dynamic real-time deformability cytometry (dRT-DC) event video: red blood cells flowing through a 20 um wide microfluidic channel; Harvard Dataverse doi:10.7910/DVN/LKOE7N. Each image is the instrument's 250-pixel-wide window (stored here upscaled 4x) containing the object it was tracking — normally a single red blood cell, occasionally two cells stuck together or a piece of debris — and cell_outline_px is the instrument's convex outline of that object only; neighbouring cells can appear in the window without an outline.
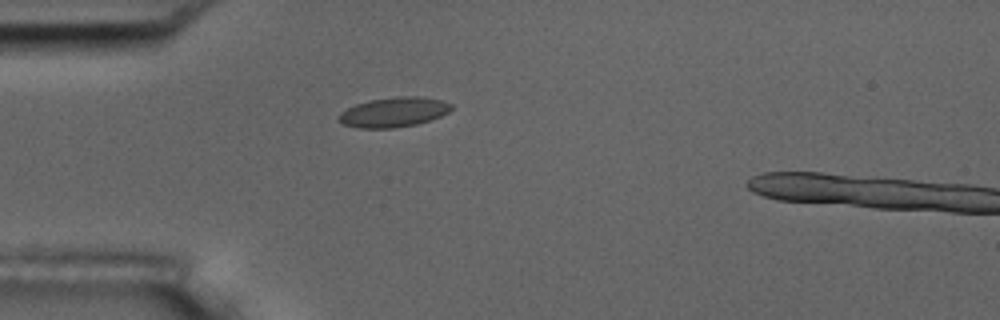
{"species": "common noctule bat (a hibernating species)", "species_latin": "Nyctalus noctula", "temperature_condition": "room temperature", "stored_images_in_passage": 3, "camera_frame_rate_fps": 3000, "um_per_image_px": 0.085, "animal": {"sex": "male", "body_mass_g": 17.5, "forearm_length_mm": 52.3}, "frame": {"image": 1, "passage_image": 3, "time_ms": 3.333, "image_size_px": [1000, 320], "cell_outline_px": [[452, 108], [448, 112], [440, 116], [416, 124], [392, 128], [356, 128], [344, 124], [336, 120], [336, 116], [340, 112], [356, 104], [368, 100], [396, 96], [420, 96], [444, 100], [452, 104]], "centroid_in_image_um": [33.43, 9.52], "position_along_channel_um": 51.6, "area_um2": 19.71}}